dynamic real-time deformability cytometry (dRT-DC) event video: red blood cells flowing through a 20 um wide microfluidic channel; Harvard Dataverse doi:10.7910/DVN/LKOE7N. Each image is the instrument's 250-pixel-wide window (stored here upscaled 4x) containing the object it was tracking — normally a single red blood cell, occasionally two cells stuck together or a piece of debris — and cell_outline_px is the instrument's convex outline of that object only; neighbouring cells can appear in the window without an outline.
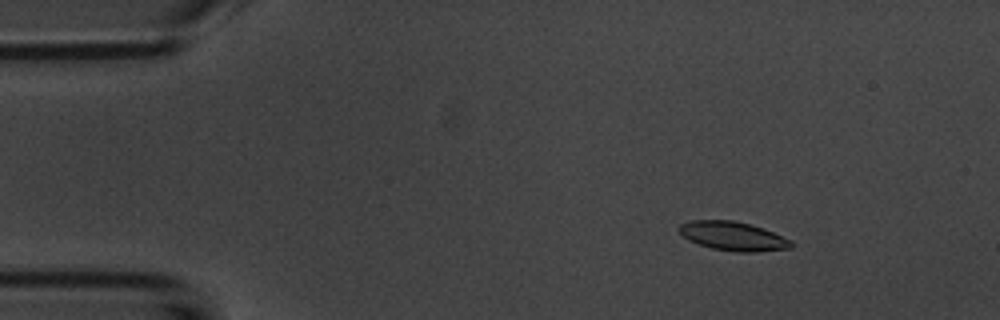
{"species": "common noctule bat (a hibernating species)", "species_latin": "Nyctalus noctula", "temperature_condition": "room temperature", "stored_images_in_passage": 55, "camera_frame_rate_fps": 3000, "um_per_image_px": 0.085, "animal": {"sex": "male", "body_mass_g": 20.1, "forearm_length_mm": 53.5}, "frame": {"image": 1, "passage_image": 8, "time_ms": 2.333, "image_size_px": [1000, 320], "cell_outline_px": [[792, 248], [756, 252], [736, 252], [712, 248], [688, 240], [676, 228], [680, 224], [692, 220], [732, 220], [764, 228], [792, 240]], "centroid_in_image_um": [62.31, 20.07], "position_along_channel_um": 22.7, "area_um2": 18.9}}
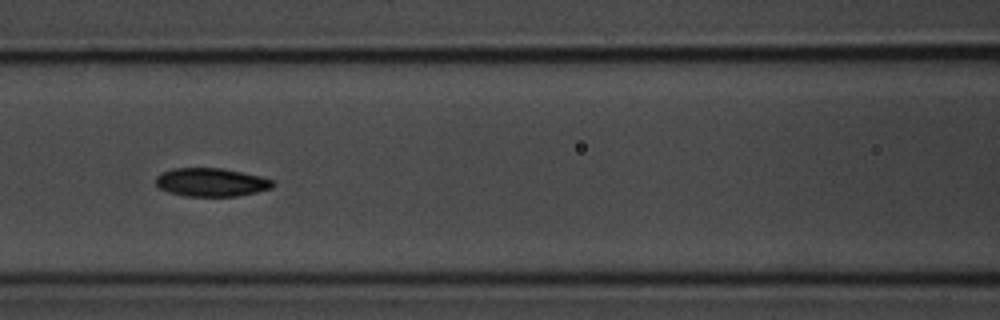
{"frame": {"image": 2, "passage_image": 24, "time_ms": 7.667, "image_size_px": [1000, 320], "cell_outline_px": [[276, 184], [272, 188], [256, 192], [236, 196], [184, 196], [168, 192], [160, 188], [156, 184], [156, 176], [172, 168], [220, 168], [260, 176], [272, 180]], "centroid_in_image_um": [17.95, 15.5], "position_along_channel_um": 148.7, "area_um2": 19.25}}
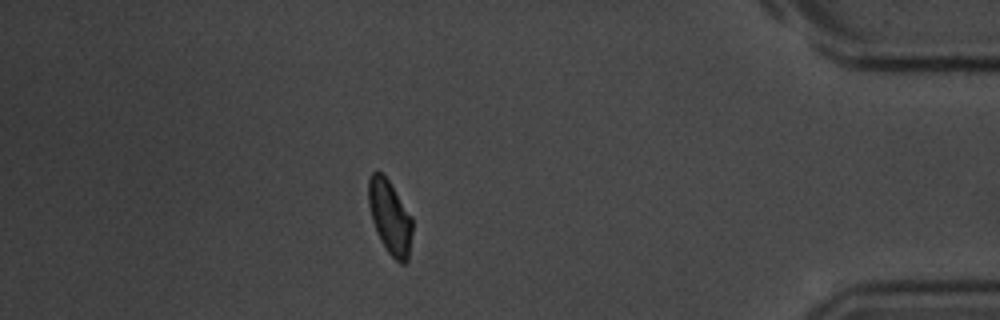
{"frame": {"image": 3, "passage_image": 48, "time_ms": 15.667, "image_size_px": [1000, 320], "cell_outline_px": [[412, 232], [408, 260], [404, 264], [400, 264], [388, 252], [380, 240], [372, 220], [368, 204], [368, 180], [372, 172], [380, 172], [388, 180], [412, 216]], "centroid_in_image_um": [33.14, 18.47], "position_along_channel_um": 402.1, "area_um2": 18.79}, "authors_computed_cell_mechanics": {"area_um2": 19.0162, "velocity_mm_per_s": 3.7127, "shape_relaxation_time_tau1_ms": 2.343, "shape_relaxation_time_tau2_ms": 4.7038, "deformation_change_tau1": 0.1198, "deformation_change_tau2": 0.0797}}